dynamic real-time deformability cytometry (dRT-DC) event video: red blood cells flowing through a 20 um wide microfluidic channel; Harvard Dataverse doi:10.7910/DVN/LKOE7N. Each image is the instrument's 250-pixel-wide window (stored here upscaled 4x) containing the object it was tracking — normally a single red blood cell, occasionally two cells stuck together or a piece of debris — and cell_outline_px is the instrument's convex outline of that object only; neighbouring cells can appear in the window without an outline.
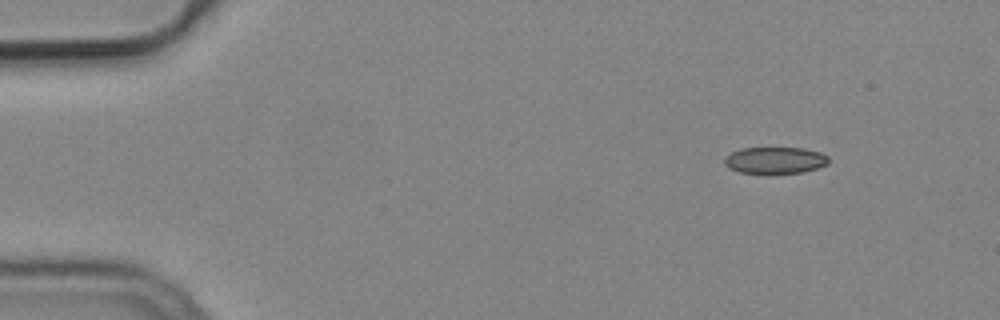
{"species": "common noctule bat (a hibernating species)", "species_latin": "Nyctalus noctula", "temperature_condition": "cold", "stored_images_in_passage": 44, "camera_frame_rate_fps": 3000, "um_per_image_px": 0.085, "animal": {"sex": "male", "body_mass_g": 19.2, "forearm_length_mm": 51.8}, "frame": {"image": 1, "passage_image": 1, "time_ms": 0.0, "image_size_px": [1000, 320], "cell_outline_px": [[828, 164], [804, 172], [768, 176], [740, 172], [728, 168], [724, 164], [724, 160], [732, 152], [740, 148], [804, 148], [820, 152], [828, 156]], "centroid_in_image_um": [65.87, 13.66], "position_along_channel_um": 19.1, "area_um2": 16.76}}
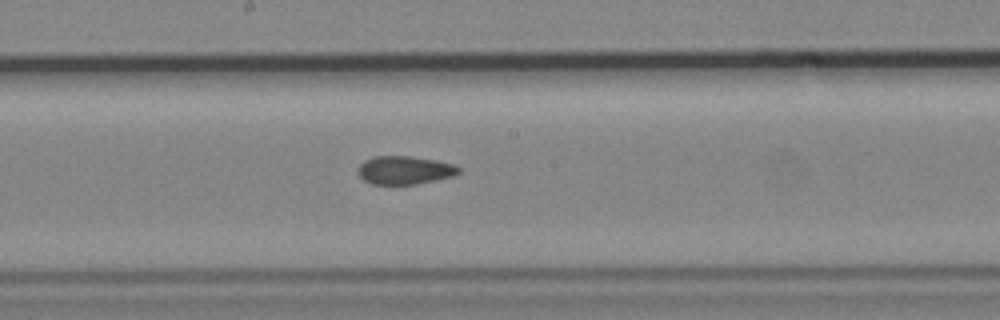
{"frame": {"image": 2, "passage_image": 24, "time_ms": 7.667, "image_size_px": [1000, 320], "cell_outline_px": [[460, 172], [452, 176], [436, 180], [416, 184], [372, 184], [364, 180], [356, 172], [356, 168], [364, 160], [376, 156], [408, 156], [436, 160], [452, 164], [460, 168]], "centroid_in_image_um": [34.35, 14.46], "position_along_channel_um": 213.8, "area_um2": 16.59}}
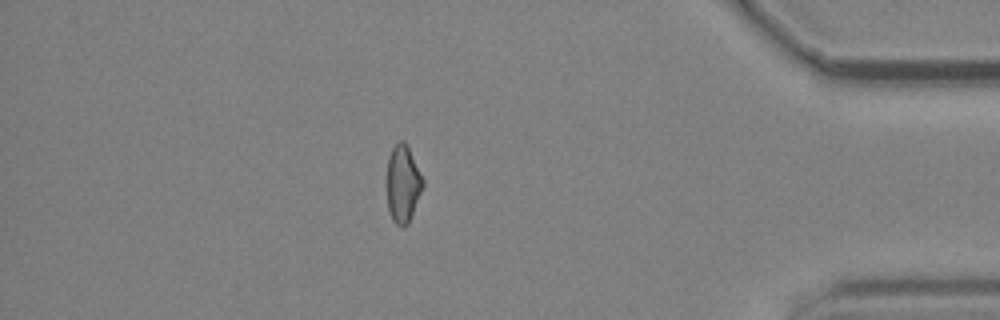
{"frame": {"image": 3, "passage_image": 42, "time_ms": 13.667, "image_size_px": [1000, 320], "cell_outline_px": [[424, 184], [408, 224], [404, 228], [396, 224], [392, 220], [388, 208], [388, 156], [392, 148], [400, 140], [404, 140], [424, 180]], "centroid_in_image_um": [34.25, 15.64], "position_along_channel_um": 401.0, "area_um2": 15.9}}